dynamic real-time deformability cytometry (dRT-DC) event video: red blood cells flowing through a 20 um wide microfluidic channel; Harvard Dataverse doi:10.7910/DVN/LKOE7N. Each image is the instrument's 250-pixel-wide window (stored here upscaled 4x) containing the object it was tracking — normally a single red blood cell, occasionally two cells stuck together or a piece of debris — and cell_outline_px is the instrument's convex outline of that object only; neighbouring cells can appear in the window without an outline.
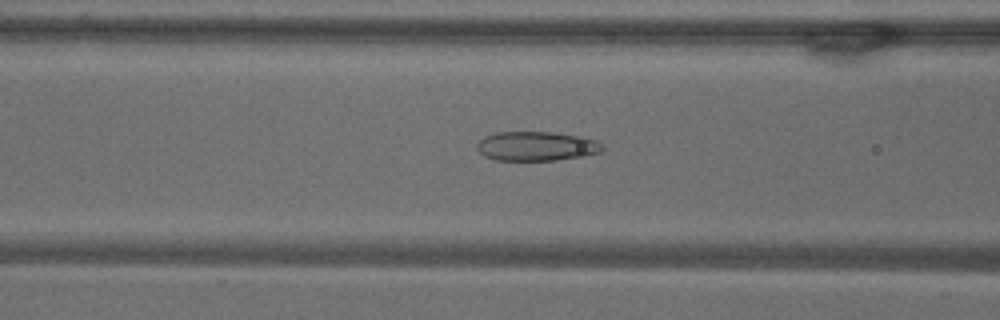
{"species": "common noctule bat (a hibernating species)", "species_latin": "Nyctalus noctula", "temperature_condition": "warm", "stored_images_in_passage": 55, "camera_frame_rate_fps": 3000, "um_per_image_px": 0.085, "animal": {"sex": "male", "body_mass_g": 18.8}, "frame": {"image": 1, "passage_image": 22, "time_ms": 7.0, "image_size_px": [1000, 320], "cell_outline_px": [[604, 148], [600, 152], [584, 156], [556, 160], [496, 160], [484, 156], [476, 148], [476, 144], [484, 136], [496, 132], [556, 132], [580, 136], [596, 140]], "centroid_in_image_um": [45.58, 12.42], "position_along_channel_um": 121.0, "area_um2": 21.5}}
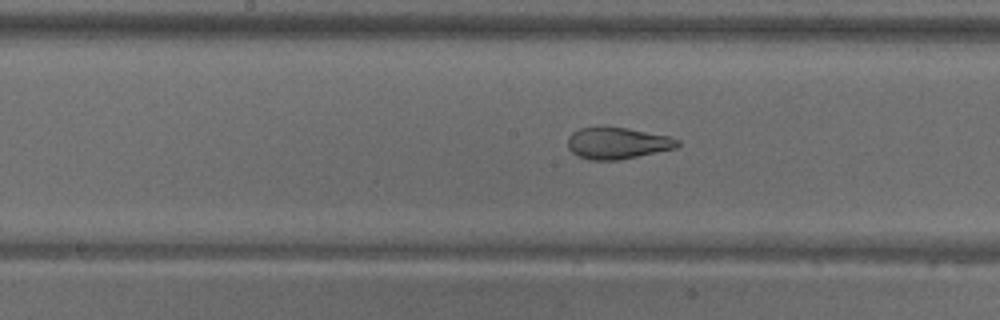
{"frame": {"image": 2, "passage_image": 28, "time_ms": 9.0, "image_size_px": [1000, 320], "cell_outline_px": [[680, 144], [676, 148], [616, 160], [588, 160], [572, 152], [568, 148], [568, 136], [572, 132], [580, 128], [628, 128], [668, 136], [680, 140]], "centroid_in_image_um": [52.47, 12.17], "position_along_channel_um": 195.7, "area_um2": 19.83}}
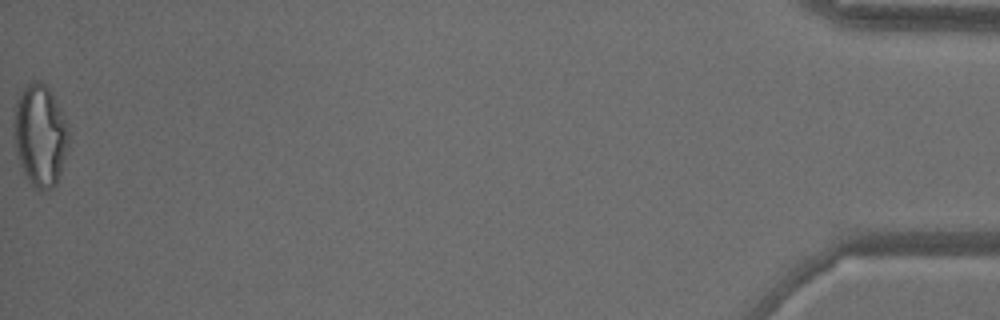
{"frame": {"image": 3, "passage_image": 55, "time_ms": 18.0, "image_size_px": [1000, 320], "cell_outline_px": [[68, 148], [56, 184], [52, 188], [44, 192], [40, 192], [32, 188], [24, 176], [16, 152], [12, 128], [16, 100], [20, 92], [32, 80], [40, 80], [52, 92], [60, 108], [68, 128]], "centroid_in_image_um": [3.38, 11.54], "position_along_channel_um": 431.8, "area_um2": 33.12}, "authors_computed_cell_mechanics": {"area_um2": 25.4898, "velocity_mm_per_s": 3.7174, "shape_relaxation_time_tau1_ms": null, "shape_relaxation_time_tau2_ms": 1.3275, "deformation_change_tau1": null, "deformation_change_tau2": 0.0932}}